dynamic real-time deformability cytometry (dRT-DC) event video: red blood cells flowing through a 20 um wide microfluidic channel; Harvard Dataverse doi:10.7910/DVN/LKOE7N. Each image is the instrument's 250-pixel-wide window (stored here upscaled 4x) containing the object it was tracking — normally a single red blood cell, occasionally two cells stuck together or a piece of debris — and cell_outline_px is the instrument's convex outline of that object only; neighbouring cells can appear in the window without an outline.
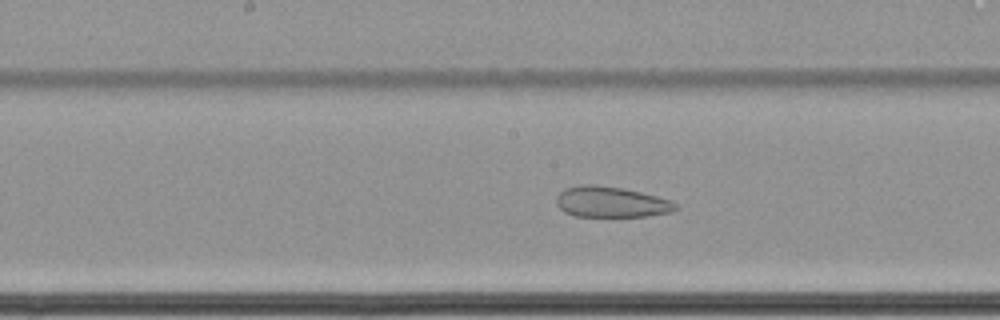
{"species": "common noctule bat (a hibernating species)", "species_latin": "Nyctalus noctula", "temperature_condition": "cold", "stored_images_in_passage": 66, "camera_frame_rate_fps": 3000, "um_per_image_px": 0.085, "animal": {"sex": "female", "body_mass_g": 22.7, "forearm_length_mm": 54.2}, "frame": {"image": 1, "passage_image": 38, "time_ms": 12.333, "image_size_px": [1000, 320], "cell_outline_px": [[680, 208], [672, 212], [644, 216], [576, 216], [564, 212], [556, 204], [556, 196], [564, 188], [584, 184], [592, 184], [620, 188], [640, 192], [672, 200]], "centroid_in_image_um": [51.94, 17.17], "position_along_channel_um": 196.3, "area_um2": 21.33}}
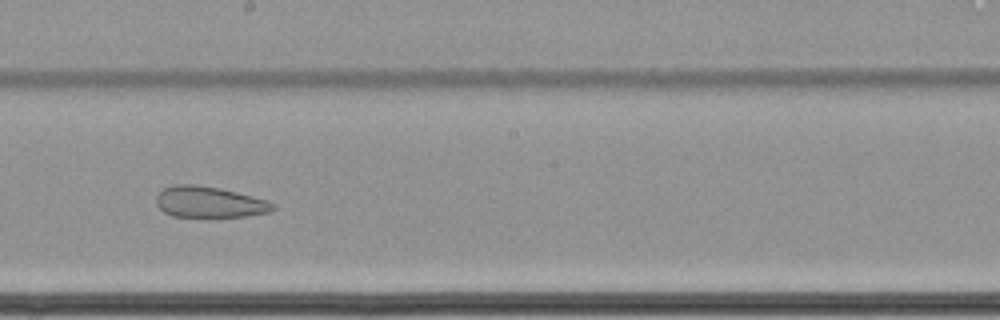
{"frame": {"image": 2, "passage_image": 41, "time_ms": 13.333, "image_size_px": [1000, 320], "cell_outline_px": [[276, 208], [272, 212], [244, 216], [208, 220], [172, 216], [164, 212], [156, 204], [156, 196], [164, 188], [176, 184], [196, 184], [220, 188], [252, 196], [276, 204]], "centroid_in_image_um": [17.79, 17.23], "position_along_channel_um": 230.4, "area_um2": 22.02}}
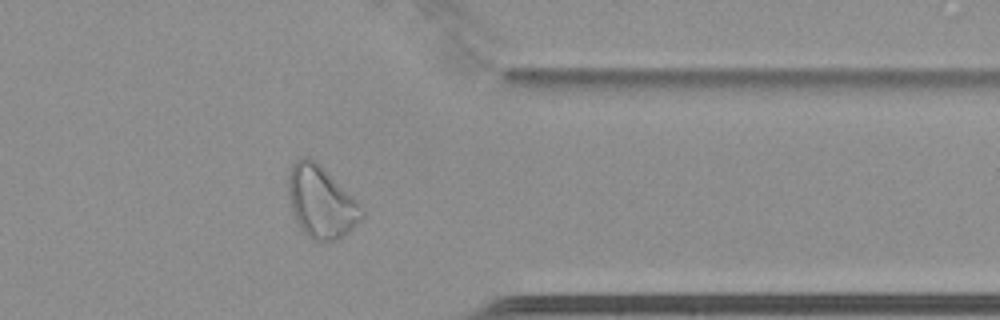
{"frame": {"image": 3, "passage_image": 55, "time_ms": 18.0, "image_size_px": [1000, 320], "cell_outline_px": [[364, 216], [344, 236], [336, 240], [324, 244], [320, 244], [312, 240], [296, 224], [288, 200], [288, 172], [292, 164], [300, 156], [312, 156], [364, 208]], "centroid_in_image_um": [27.26, 17.18], "position_along_channel_um": 384.1, "area_um2": 31.5}}